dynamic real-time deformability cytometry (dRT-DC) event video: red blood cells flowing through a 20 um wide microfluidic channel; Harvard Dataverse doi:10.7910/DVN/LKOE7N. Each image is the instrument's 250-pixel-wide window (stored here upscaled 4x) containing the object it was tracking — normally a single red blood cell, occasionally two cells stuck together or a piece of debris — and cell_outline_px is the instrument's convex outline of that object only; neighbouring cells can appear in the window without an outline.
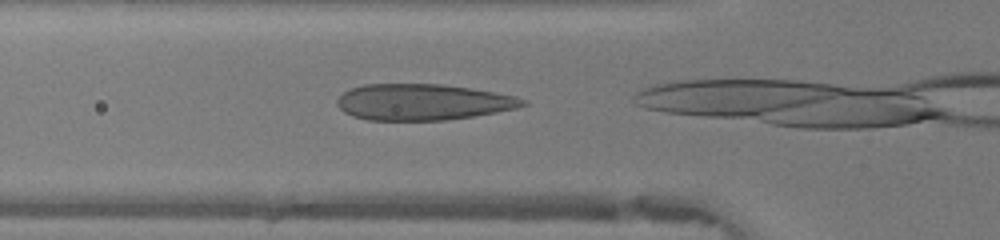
{"species": "human", "species_latin": "Homo sapiens", "temperature_condition": "warm", "stored_images_in_passage": 9, "camera_frame_rate_fps": 3000, "um_per_image_px": 0.085, "donor": {"sex": "female"}, "frame": {"image": 1, "passage_image": 6, "time_ms": 1.667, "image_size_px": [1000, 240], "cell_outline_px": [[528, 104], [516, 108], [496, 112], [472, 116], [444, 120], [368, 120], [352, 116], [344, 112], [336, 104], [336, 100], [344, 92], [352, 88], [364, 84], [440, 84], [468, 88], [516, 96], [528, 100]], "centroid_in_image_um": [35.92, 8.68], "position_along_channel_um": 89.9, "area_um2": 38.96}}